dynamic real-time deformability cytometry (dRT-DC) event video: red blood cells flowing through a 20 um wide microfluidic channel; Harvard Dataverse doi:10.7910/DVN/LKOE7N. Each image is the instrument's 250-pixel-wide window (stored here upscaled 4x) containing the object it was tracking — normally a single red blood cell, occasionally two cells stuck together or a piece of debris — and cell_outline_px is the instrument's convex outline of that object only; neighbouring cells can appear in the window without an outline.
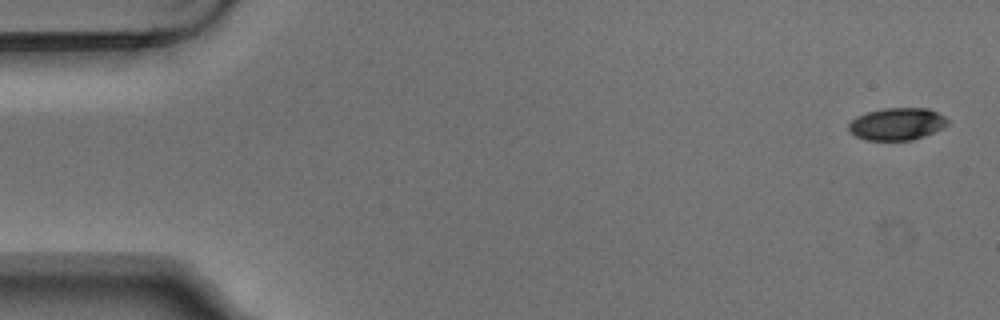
{"species": "Egyptian fruit bat (a non-hibernating species)", "species_latin": "Rousettus aegyptiacus", "temperature_condition": "warm", "stored_images_in_passage": 4, "camera_frame_rate_fps": 3000, "um_per_image_px": 0.085, "animal": {"sex": "male"}, "frame": {"image": 1, "passage_image": 1, "time_ms": 0.0, "image_size_px": [1000, 320], "cell_outline_px": [[948, 124], [944, 128], [924, 136], [912, 140], [864, 140], [848, 132], [848, 124], [856, 116], [868, 112], [884, 108], [928, 108], [944, 116], [948, 120]], "centroid_in_image_um": [76.23, 10.54], "position_along_channel_um": 8.8, "area_um2": 18.73}}
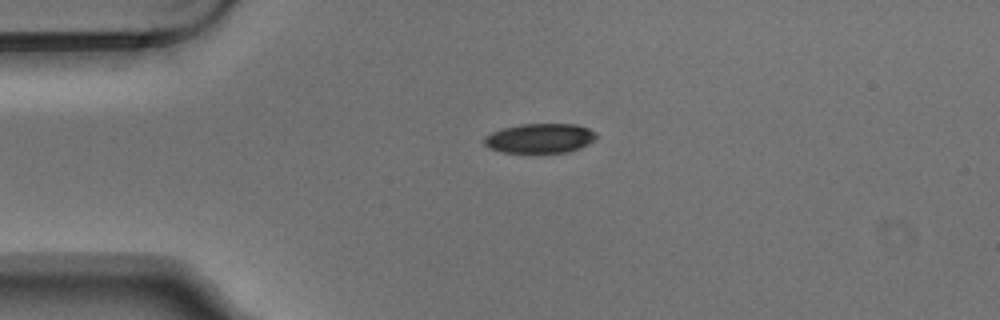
{"frame": {"image": 2, "passage_image": 3, "time_ms": 0.667, "image_size_px": [1000, 320], "cell_outline_px": [[596, 136], [588, 144], [568, 152], [500, 152], [488, 148], [484, 144], [484, 136], [492, 132], [504, 128], [520, 124], [576, 124], [588, 128], [596, 132]], "centroid_in_image_um": [45.86, 11.75], "position_along_channel_um": 39.1, "area_um2": 19.19}}